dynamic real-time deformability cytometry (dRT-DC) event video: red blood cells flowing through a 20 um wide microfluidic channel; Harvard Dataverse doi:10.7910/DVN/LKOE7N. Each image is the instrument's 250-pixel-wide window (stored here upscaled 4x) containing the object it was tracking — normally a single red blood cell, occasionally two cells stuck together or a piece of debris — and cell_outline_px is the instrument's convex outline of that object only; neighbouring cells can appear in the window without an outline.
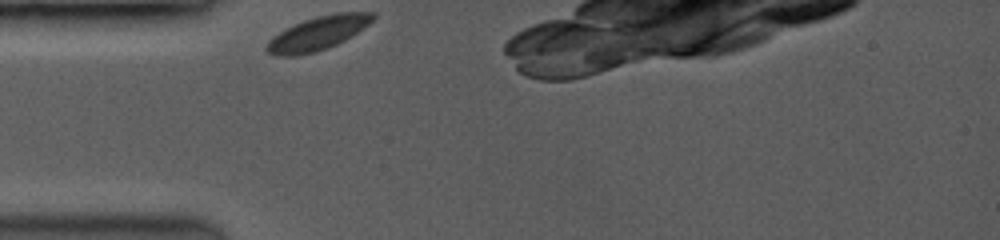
{"species": "common noctule bat (a hibernating species)", "species_latin": "Nyctalus noctula", "temperature_condition": "room temperature", "stored_images_in_passage": 6, "camera_frame_rate_fps": 3500, "um_per_image_px": 0.085, "animal": {"sex": "female", "body_mass_g": 19.0, "forearm_length_mm": 53.3}, "frame": {"image": 1, "passage_image": 1, "time_ms": 0.0, "image_size_px": [1000, 240], "cell_outline_px": [[376, 16], [368, 24], [344, 40], [328, 48], [316, 52], [296, 56], [272, 56], [264, 48], [268, 40], [272, 36], [292, 24], [316, 16], [336, 12], [376, 12]], "centroid_in_image_um": [26.96, 2.83], "position_along_channel_um": 58.0, "area_um2": 20.98}}